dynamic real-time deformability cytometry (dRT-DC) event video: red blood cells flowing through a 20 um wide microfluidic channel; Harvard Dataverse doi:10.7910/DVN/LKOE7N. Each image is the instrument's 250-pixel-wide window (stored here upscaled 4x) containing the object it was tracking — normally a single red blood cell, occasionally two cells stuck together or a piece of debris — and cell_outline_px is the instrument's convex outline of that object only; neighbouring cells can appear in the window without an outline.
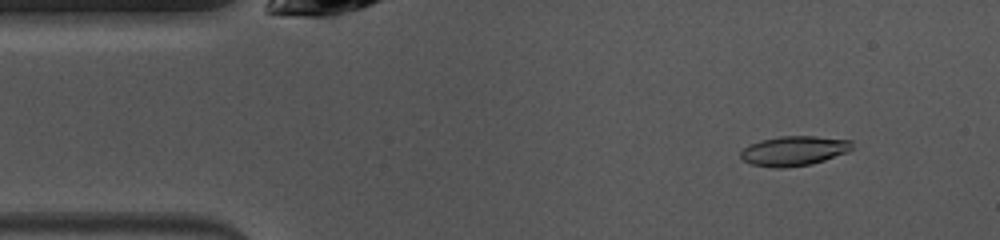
{"species": "common noctule bat (a hibernating species)", "species_latin": "Nyctalus noctula", "temperature_condition": "warm", "stored_images_in_passage": 48, "camera_frame_rate_fps": 3000, "um_per_image_px": 0.085, "animal": {"sex": "female", "body_mass_g": 10.0, "forearm_length_mm": 53.1}, "frame": {"image": 1, "passage_image": 5, "time_ms": 1.333, "image_size_px": [1000, 240], "cell_outline_px": [[852, 148], [848, 152], [812, 164], [784, 168], [772, 168], [752, 164], [744, 160], [740, 156], [740, 152], [748, 144], [760, 140], [780, 136], [816, 136], [852, 140]], "centroid_in_image_um": [67.48, 12.82], "position_along_channel_um": 17.5, "area_um2": 19.42}}
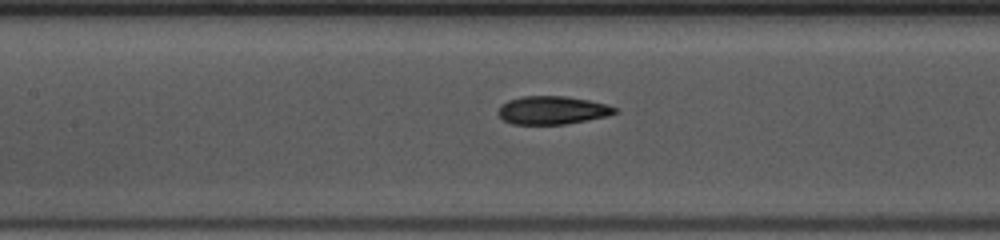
{"frame": {"image": 2, "passage_image": 20, "time_ms": 6.333, "image_size_px": [1000, 240], "cell_outline_px": [[616, 112], [608, 116], [564, 124], [512, 124], [504, 120], [496, 112], [500, 104], [508, 100], [524, 96], [568, 96], [608, 104], [616, 108]], "centroid_in_image_um": [46.92, 9.36], "position_along_channel_um": 160.5, "area_um2": 19.19}}
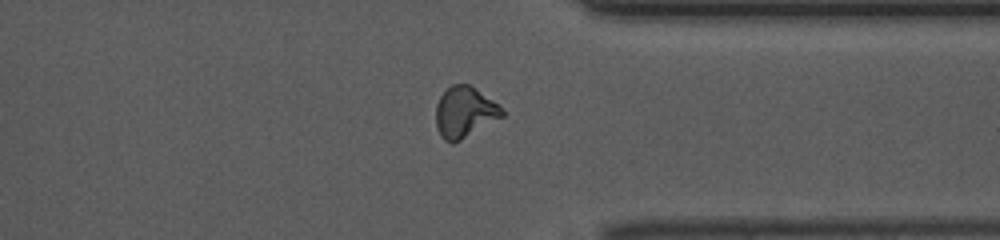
{"frame": {"image": 3, "passage_image": 36, "time_ms": 11.667, "image_size_px": [1000, 240], "cell_outline_px": [[504, 116], [460, 140], [452, 144], [444, 140], [440, 136], [436, 128], [436, 104], [440, 96], [452, 84], [468, 84], [492, 100], [504, 112]], "centroid_in_image_um": [39.45, 9.56], "position_along_channel_um": 372.0, "area_um2": 19.36}, "authors_computed_cell_mechanics": {"area_um2": 19.4497, "velocity_mm_per_s": 4.053, "shape_relaxation_time_tau1_ms": 8.0953, "shape_relaxation_time_tau2_ms": 1.9895, "deformation_change_tau1": 0.2067, "deformation_change_tau2": 0.0857}}